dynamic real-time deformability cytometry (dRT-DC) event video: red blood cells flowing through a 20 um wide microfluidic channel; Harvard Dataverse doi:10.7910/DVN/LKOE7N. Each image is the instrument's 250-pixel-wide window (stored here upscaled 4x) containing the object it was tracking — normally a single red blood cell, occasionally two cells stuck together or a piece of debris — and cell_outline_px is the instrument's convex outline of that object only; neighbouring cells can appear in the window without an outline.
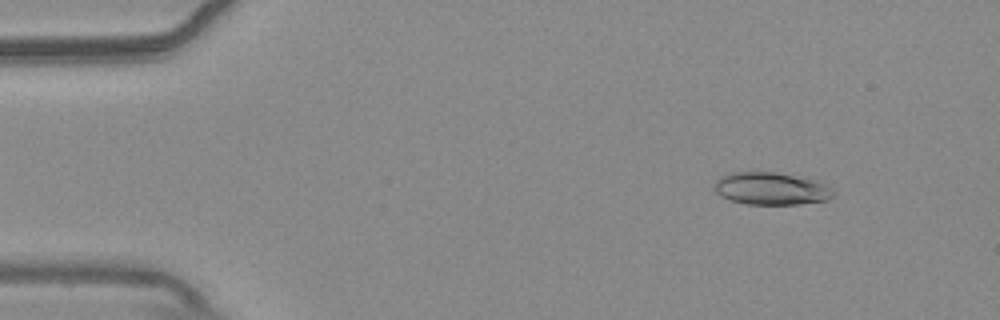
{"species": "common noctule bat (a hibernating species)", "species_latin": "Nyctalus noctula", "temperature_condition": "warm", "stored_images_in_passage": 54, "camera_frame_rate_fps": 3000, "um_per_image_px": 0.085, "animal": {"sex": "male", "body_mass_g": 20.4}, "frame": {"image": 1, "passage_image": 6, "time_ms": 1.667, "image_size_px": [1000, 320], "cell_outline_px": [[836, 192], [828, 200], [800, 204], [748, 204], [732, 200], [720, 196], [716, 192], [712, 184], [720, 176], [728, 172], [776, 172], [812, 180], [824, 184], [832, 188]], "centroid_in_image_um": [65.51, 16.03], "position_along_channel_um": 19.5, "area_um2": 22.48}}
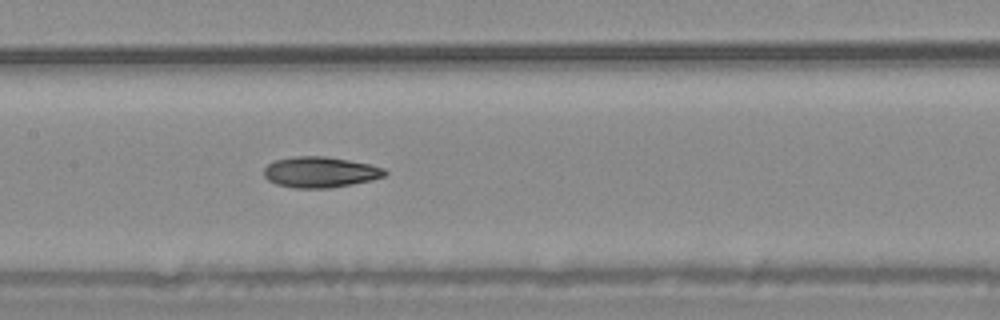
{"frame": {"image": 2, "passage_image": 26, "time_ms": 8.333, "image_size_px": [1000, 320], "cell_outline_px": [[388, 172], [384, 176], [372, 180], [352, 184], [328, 188], [292, 188], [276, 184], [268, 180], [264, 176], [264, 168], [268, 164], [276, 160], [296, 156], [324, 156], [348, 160], [368, 164], [384, 168]], "centroid_in_image_um": [27.2, 14.64], "position_along_channel_um": 180.2, "area_um2": 21.62}}
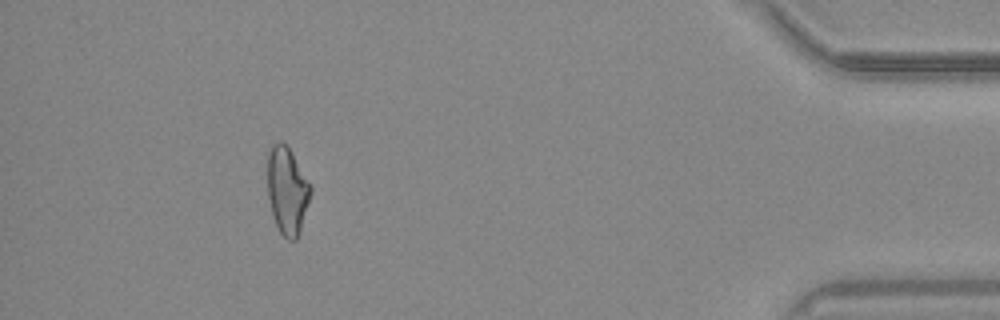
{"frame": {"image": 3, "passage_image": 49, "time_ms": 16.0, "image_size_px": [1000, 320], "cell_outline_px": [[312, 192], [296, 240], [288, 240], [280, 232], [272, 216], [268, 196], [268, 152], [272, 144], [280, 140], [288, 148], [312, 188]], "centroid_in_image_um": [24.39, 16.21], "position_along_channel_um": 410.8, "area_um2": 21.44}, "authors_computed_cell_mechanics": {"area_um2": 21.8773, "velocity_mm_per_s": 3.7702, "shape_relaxation_time_tau1_ms": null, "shape_relaxation_time_tau2_ms": 7.3023, "deformation_change_tau1": null, "deformation_change_tau2": 0.1546}}